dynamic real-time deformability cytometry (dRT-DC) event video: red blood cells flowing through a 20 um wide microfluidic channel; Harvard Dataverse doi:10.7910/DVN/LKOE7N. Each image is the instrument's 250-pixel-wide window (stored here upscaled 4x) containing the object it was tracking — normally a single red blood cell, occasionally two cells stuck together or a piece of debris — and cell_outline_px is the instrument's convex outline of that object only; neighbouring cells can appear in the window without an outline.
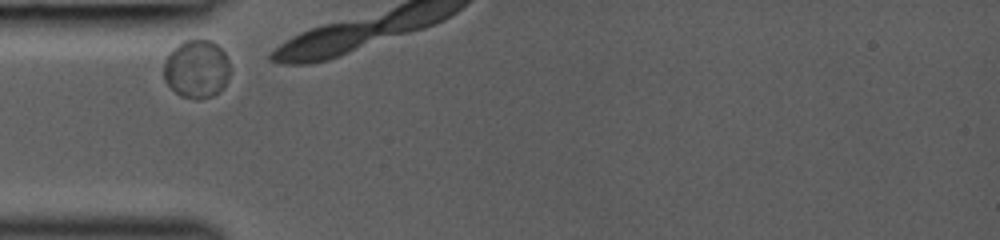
{"species": "common noctule bat (a hibernating species)", "species_latin": "Nyctalus noctula", "temperature_condition": "room temperature", "stored_images_in_passage": 2, "camera_frame_rate_fps": 3000, "um_per_image_px": 0.085, "animal": {"sex": "female", "body_mass_g": 19.0, "forearm_length_mm": 53.3}, "frame": {"image": 1, "passage_image": 1, "time_ms": 0.0, "image_size_px": [1000, 240], "cell_outline_px": [[228, 76], [224, 84], [212, 96], [196, 100], [180, 96], [164, 80], [164, 60], [168, 52], [184, 40], [208, 40], [216, 44], [224, 52], [228, 60]], "centroid_in_image_um": [16.66, 5.86], "position_along_channel_um": 68.3, "area_um2": 22.25}}